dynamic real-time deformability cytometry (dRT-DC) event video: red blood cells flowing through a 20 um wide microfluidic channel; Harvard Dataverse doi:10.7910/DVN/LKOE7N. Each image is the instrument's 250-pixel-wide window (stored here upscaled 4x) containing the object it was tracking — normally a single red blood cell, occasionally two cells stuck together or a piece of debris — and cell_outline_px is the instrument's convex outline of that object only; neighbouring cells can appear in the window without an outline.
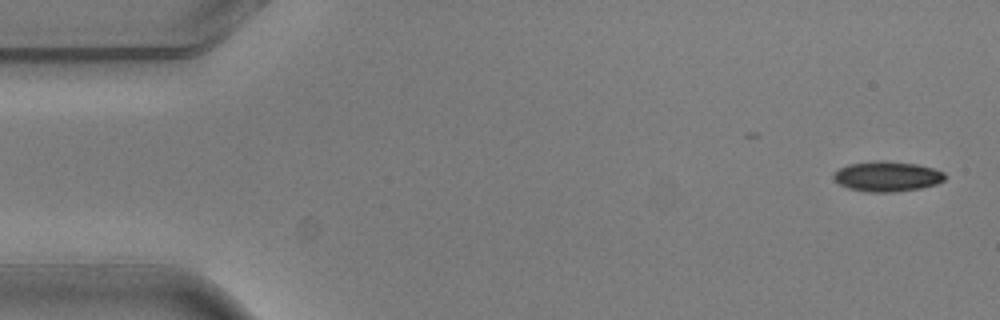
{"species": "common noctule bat (a hibernating species)", "species_latin": "Nyctalus noctula", "temperature_condition": "warm", "stored_images_in_passage": 4, "camera_frame_rate_fps": 3000, "um_per_image_px": 0.085, "animal": {"sex": "male", "body_mass_g": 20.5, "forearm_length_mm": 52.5}, "frame": {"image": 1, "passage_image": 1, "time_ms": 0.0, "image_size_px": [1000, 320], "cell_outline_px": [[948, 176], [944, 180], [936, 184], [920, 188], [896, 192], [868, 192], [848, 188], [840, 184], [832, 176], [840, 168], [848, 164], [872, 160], [884, 160], [916, 164], [932, 168], [944, 172]], "centroid_in_image_um": [75.42, 14.98], "position_along_channel_um": 9.6, "area_um2": 19.65}}